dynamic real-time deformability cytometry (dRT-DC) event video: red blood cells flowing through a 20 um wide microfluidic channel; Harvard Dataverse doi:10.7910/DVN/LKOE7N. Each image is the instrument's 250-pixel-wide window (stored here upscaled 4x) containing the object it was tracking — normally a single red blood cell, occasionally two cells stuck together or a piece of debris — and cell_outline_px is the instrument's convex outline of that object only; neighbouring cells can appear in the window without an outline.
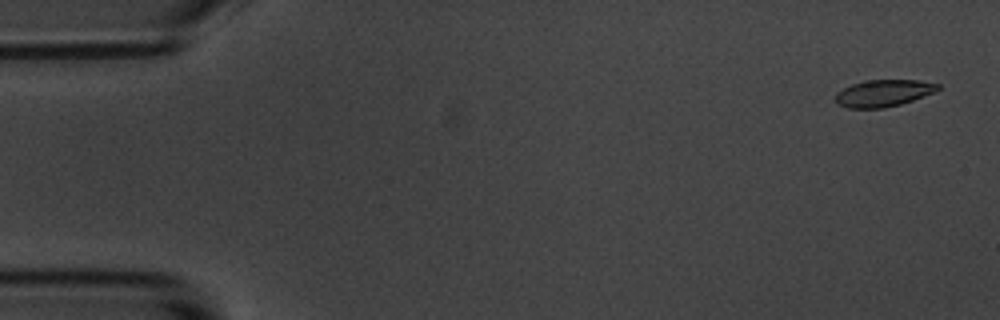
{"species": "common noctule bat (a hibernating species)", "species_latin": "Nyctalus noctula", "temperature_condition": "room temperature", "stored_images_in_passage": 4, "camera_frame_rate_fps": 3000, "um_per_image_px": 0.085, "animal": {"sex": "male", "body_mass_g": 20.1, "forearm_length_mm": 53.5}, "frame": {"image": 1, "passage_image": 1, "time_ms": 0.0, "image_size_px": [1000, 320], "cell_outline_px": [[940, 88], [924, 96], [900, 104], [884, 108], [848, 108], [836, 104], [836, 92], [852, 84], [864, 80], [916, 80], [940, 84]], "centroid_in_image_um": [75.06, 7.92], "position_along_channel_um": 9.9, "area_um2": 15.95}}
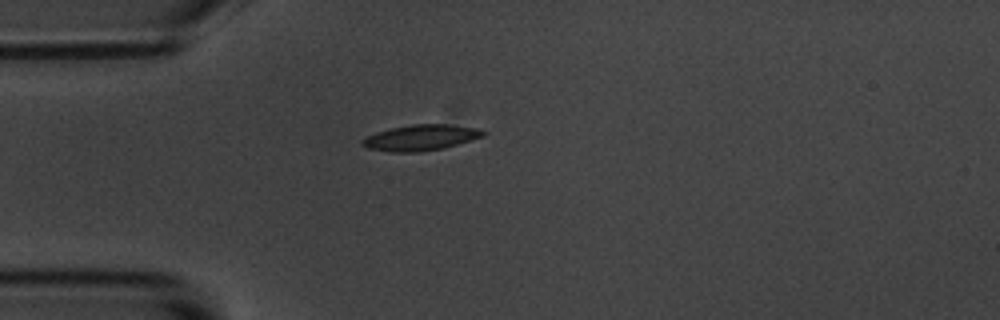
{"frame": {"image": 2, "passage_image": 4, "time_ms": 4.333, "image_size_px": [1000, 320], "cell_outline_px": [[488, 132], [484, 136], [472, 140], [444, 148], [420, 152], [388, 152], [368, 148], [360, 144], [360, 140], [376, 132], [392, 128], [412, 124], [448, 124], [476, 128]], "centroid_in_image_um": [35.76, 11.7], "position_along_channel_um": 49.2, "area_um2": 18.26}}